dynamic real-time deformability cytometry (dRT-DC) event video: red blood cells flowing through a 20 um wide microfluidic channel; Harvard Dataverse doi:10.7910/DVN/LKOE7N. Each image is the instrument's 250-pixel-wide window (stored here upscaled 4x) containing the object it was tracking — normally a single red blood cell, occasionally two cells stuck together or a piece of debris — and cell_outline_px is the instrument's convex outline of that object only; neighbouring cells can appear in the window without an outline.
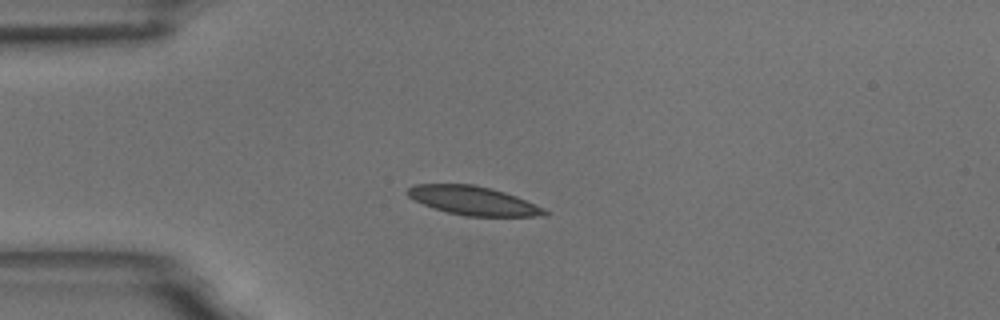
{"species": "common noctule bat (a hibernating species)", "species_latin": "Nyctalus noctula", "temperature_condition": "room temperature", "stored_images_in_passage": 43, "camera_frame_rate_fps": 3000, "um_per_image_px": 0.085, "animal": {"sex": "male", "body_mass_g": 18.8}, "frame": {"image": 1, "passage_image": 1, "time_ms": 0.0, "image_size_px": [1000, 320], "cell_outline_px": [[548, 216], [464, 216], [448, 212], [424, 204], [408, 196], [404, 192], [408, 188], [416, 184], [472, 184], [492, 188], [516, 196], [544, 208], [548, 212]], "centroid_in_image_um": [40.24, 17.05], "position_along_channel_um": 44.8, "area_um2": 22.83}}
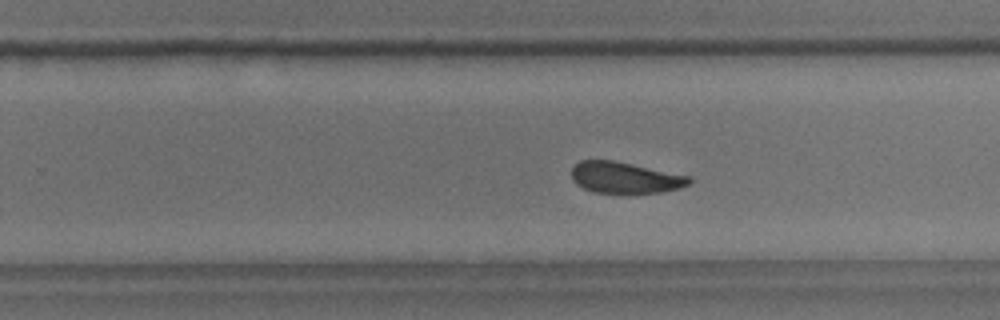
{"frame": {"image": 2, "passage_image": 22, "time_ms": 7.0, "image_size_px": [1000, 320], "cell_outline_px": [[692, 180], [688, 184], [680, 188], [664, 192], [628, 196], [620, 196], [592, 192], [576, 184], [572, 180], [572, 168], [580, 160], [612, 160], [692, 176]], "centroid_in_image_um": [53.14, 15.16], "position_along_channel_um": 276.7, "area_um2": 22.43}}
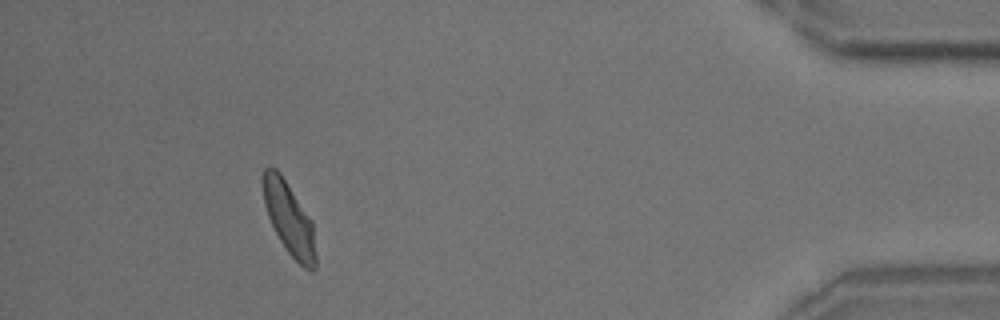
{"frame": {"image": 3, "passage_image": 38, "time_ms": 12.333, "image_size_px": [1000, 320], "cell_outline_px": [[316, 268], [312, 272], [304, 268], [288, 252], [280, 240], [268, 216], [264, 204], [264, 168], [268, 164], [276, 168], [280, 172], [312, 220], [316, 256]], "centroid_in_image_um": [24.6, 18.59], "position_along_channel_um": 410.6, "area_um2": 22.02}, "authors_computed_cell_mechanics": {"area_um2": 22.6576, "velocity_mm_per_s": 3.5922, "shape_relaxation_time_tau1_ms": 4.1473, "shape_relaxation_time_tau2_ms": 2.8986, "deformation_change_tau1": 0.129, "deformation_change_tau2": 0.0608}}